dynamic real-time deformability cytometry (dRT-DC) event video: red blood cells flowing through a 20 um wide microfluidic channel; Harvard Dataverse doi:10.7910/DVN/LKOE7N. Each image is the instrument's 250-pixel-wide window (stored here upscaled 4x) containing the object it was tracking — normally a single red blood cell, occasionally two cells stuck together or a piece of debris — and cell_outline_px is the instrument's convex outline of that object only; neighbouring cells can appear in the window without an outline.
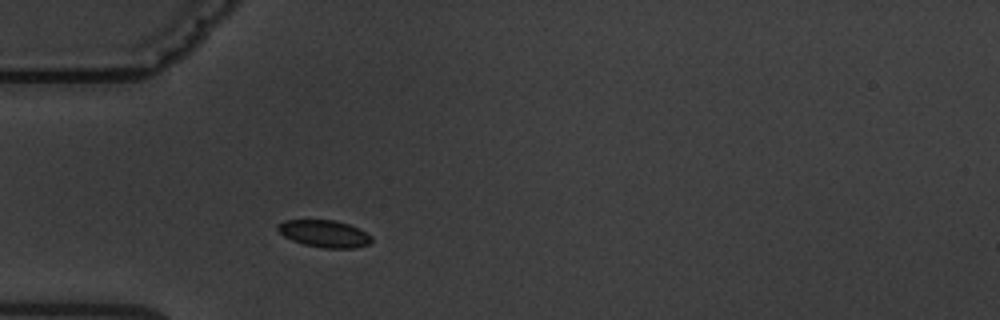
{"species": "common noctule bat (a hibernating species)", "species_latin": "Nyctalus noctula", "temperature_condition": "warm", "stored_images_in_passage": 1, "camera_frame_rate_fps": 3000, "um_per_image_px": 0.085, "animal": {"sex": "male", "body_mass_g": 19.5, "forearm_length_mm": 54.6}, "frame": {"image": 1, "passage_image": 1, "time_ms": 0.0, "image_size_px": [1000, 320], "cell_outline_px": [[372, 240], [368, 244], [356, 248], [324, 248], [304, 244], [292, 240], [284, 236], [276, 228], [276, 224], [284, 220], [336, 220], [360, 228], [372, 236]], "centroid_in_image_um": [27.58, 19.85], "position_along_channel_um": 57.4, "area_um2": 14.91}}